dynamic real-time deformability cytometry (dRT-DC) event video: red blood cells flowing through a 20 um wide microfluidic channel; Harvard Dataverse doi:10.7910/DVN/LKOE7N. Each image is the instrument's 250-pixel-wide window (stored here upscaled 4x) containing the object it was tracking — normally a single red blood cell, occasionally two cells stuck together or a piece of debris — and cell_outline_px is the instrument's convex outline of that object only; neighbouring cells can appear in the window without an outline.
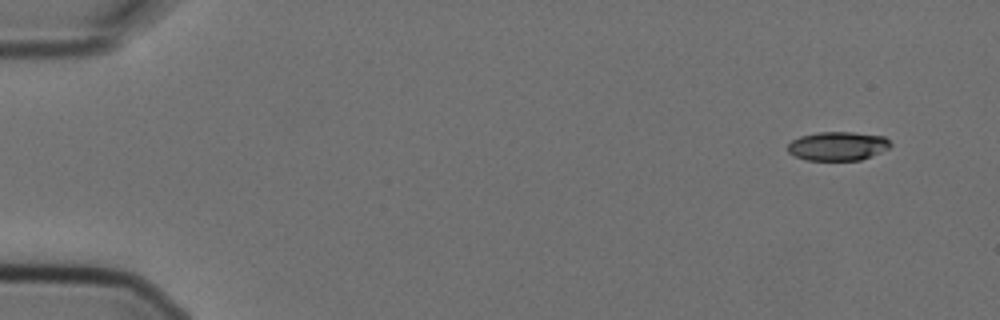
{"species": "Egyptian fruit bat (a non-hibernating species)", "species_latin": "Rousettus aegyptiacus", "temperature_condition": "cold", "stored_images_in_passage": 5, "segment_of_instrument_passage": [1, 2], "camera_frame_rate_fps": 3000, "um_per_image_px": 0.085, "animal": {"sex": "female"}, "frame": {"image": 1, "passage_image": 1, "time_ms": 0.0, "image_size_px": [1000, 320], "cell_outline_px": [[892, 144], [888, 148], [880, 152], [860, 160], [804, 160], [788, 152], [788, 144], [792, 140], [800, 136], [820, 132], [852, 132], [884, 136]], "centroid_in_image_um": [71.19, 12.41], "position_along_channel_um": 13.8, "area_um2": 17.17}}
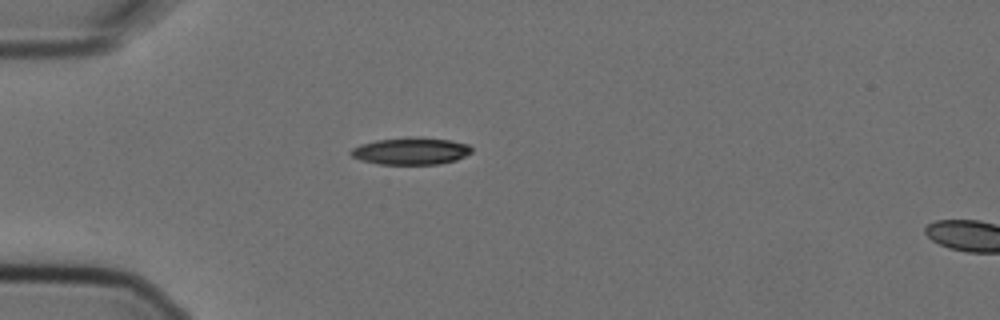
{"frame": {"image": 2, "passage_image": 4, "time_ms": 1.0, "image_size_px": [1000, 320], "cell_outline_px": [[472, 152], [456, 160], [440, 164], [380, 164], [360, 160], [352, 156], [348, 152], [352, 148], [360, 144], [376, 140], [408, 136], [416, 136], [452, 140], [468, 144], [472, 148]], "centroid_in_image_um": [34.92, 12.82], "position_along_channel_um": 50.1, "area_um2": 19.36}}